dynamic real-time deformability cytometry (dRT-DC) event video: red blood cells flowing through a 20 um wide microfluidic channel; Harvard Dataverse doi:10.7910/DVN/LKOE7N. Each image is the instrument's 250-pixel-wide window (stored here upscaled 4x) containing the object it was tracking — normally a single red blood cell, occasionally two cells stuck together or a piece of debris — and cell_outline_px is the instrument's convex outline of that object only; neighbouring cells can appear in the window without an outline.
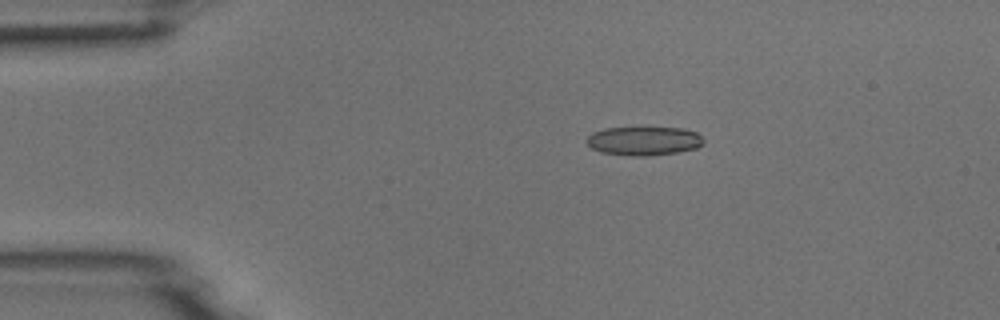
{"species": "common noctule bat (a hibernating species)", "species_latin": "Nyctalus noctula", "temperature_condition": "room temperature", "stored_images_in_passage": 9, "camera_frame_rate_fps": 3000, "um_per_image_px": 0.085, "animal": {"sex": "male", "body_mass_g": 18.8}, "frame": {"image": 1, "passage_image": 3, "time_ms": 0.667, "image_size_px": [1000, 320], "cell_outline_px": [[704, 144], [696, 148], [676, 152], [648, 156], [632, 156], [600, 152], [592, 148], [584, 140], [592, 132], [604, 128], [684, 128], [696, 132], [704, 140]], "centroid_in_image_um": [54.71, 11.98], "position_along_channel_um": 30.3, "area_um2": 19.65}}